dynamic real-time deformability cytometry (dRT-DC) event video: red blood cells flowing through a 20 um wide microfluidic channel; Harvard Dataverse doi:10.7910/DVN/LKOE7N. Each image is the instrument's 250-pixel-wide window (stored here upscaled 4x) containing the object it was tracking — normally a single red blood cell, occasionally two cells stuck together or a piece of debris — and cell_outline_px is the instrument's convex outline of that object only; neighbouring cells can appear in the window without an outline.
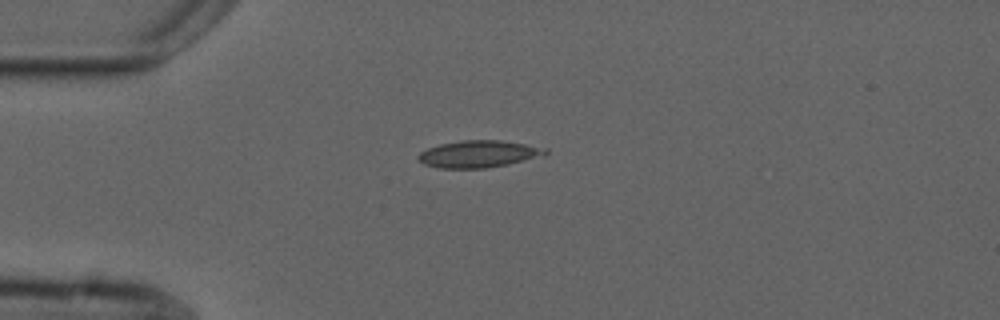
{"species": "common noctule bat (a hibernating species)", "species_latin": "Nyctalus noctula", "temperature_condition": "cold", "stored_images_in_passage": 5, "camera_frame_rate_fps": 3000, "um_per_image_px": 0.085, "animal": {"sex": "male", "forearm_length_mm": 52.5}, "frame": {"image": 1, "passage_image": 1, "time_ms": 0.0, "image_size_px": [1000, 320], "cell_outline_px": [[548, 152], [544, 156], [508, 164], [484, 168], [440, 168], [424, 164], [416, 160], [416, 156], [420, 152], [428, 148], [440, 144], [460, 140], [500, 140], [548, 148]], "centroid_in_image_um": [40.67, 13.09], "position_along_channel_um": 44.3, "area_um2": 20.11}}
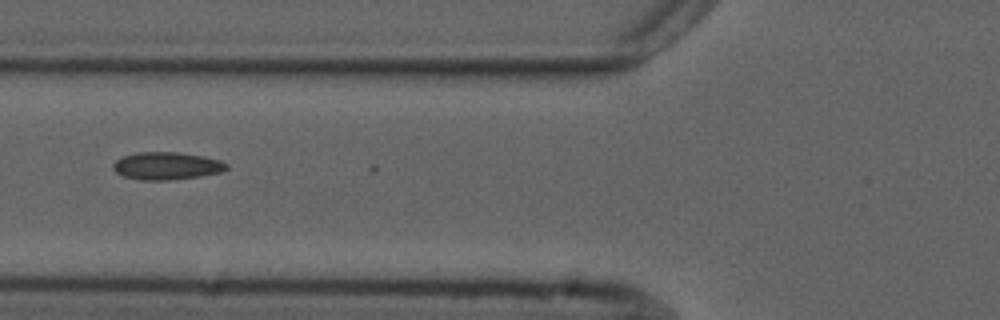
{"frame": {"image": 2, "passage_image": 3, "time_ms": 2.333, "image_size_px": [1000, 320], "cell_outline_px": [[228, 168], [220, 172], [200, 176], [168, 180], [140, 180], [124, 176], [116, 172], [112, 168], [112, 164], [120, 156], [136, 152], [176, 152], [204, 156], [220, 160], [228, 164]], "centroid_in_image_um": [14.13, 14.09], "position_along_channel_um": 111.7, "area_um2": 18.32}}
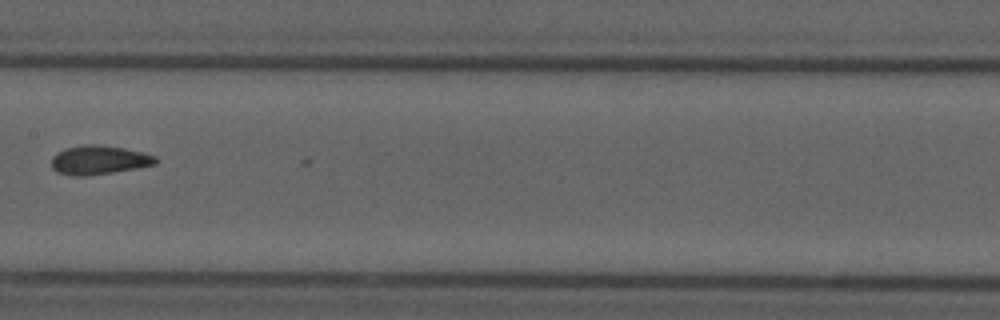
{"frame": {"image": 3, "passage_image": 5, "time_ms": 4.667, "image_size_px": [1000, 320], "cell_outline_px": [[156, 164], [136, 168], [88, 176], [72, 176], [56, 172], [52, 168], [52, 156], [56, 152], [68, 148], [84, 144], [96, 144], [124, 148], [156, 156]], "centroid_in_image_um": [8.37, 13.6], "position_along_channel_um": 199.0, "area_um2": 17.51}}